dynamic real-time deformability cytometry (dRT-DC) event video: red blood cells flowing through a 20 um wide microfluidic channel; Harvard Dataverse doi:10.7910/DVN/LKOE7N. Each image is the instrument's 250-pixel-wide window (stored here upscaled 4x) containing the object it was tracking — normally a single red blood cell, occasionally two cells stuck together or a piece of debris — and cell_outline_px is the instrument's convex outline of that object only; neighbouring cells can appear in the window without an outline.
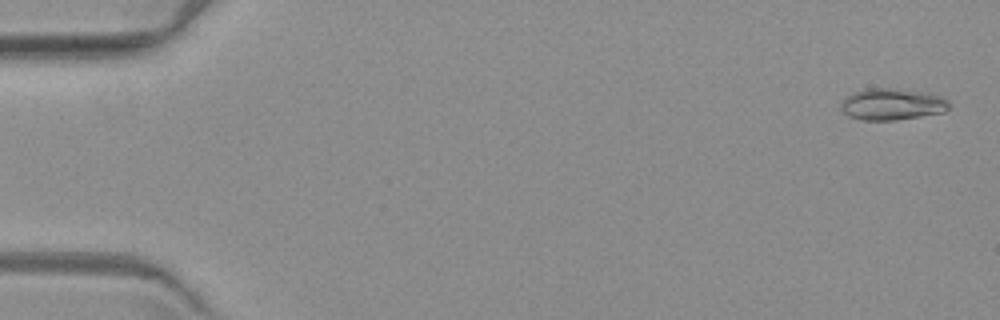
{"species": "common noctule bat (a hibernating species)", "species_latin": "Nyctalus noctula", "temperature_condition": "warm", "stored_images_in_passage": 6, "camera_frame_rate_fps": 3000, "um_per_image_px": 0.085, "animal": {"sex": "female", "body_mass_g": 19.3, "forearm_length_mm": 54.1}, "frame": {"image": 1, "passage_image": 1, "time_ms": 0.0, "image_size_px": [1000, 320], "cell_outline_px": [[948, 108], [944, 112], [896, 120], [860, 120], [848, 116], [840, 108], [840, 100], [852, 92], [868, 88], [896, 88], [928, 92], [940, 96], [948, 100]], "centroid_in_image_um": [75.78, 8.85], "position_along_channel_um": 9.2, "area_um2": 20.17}}